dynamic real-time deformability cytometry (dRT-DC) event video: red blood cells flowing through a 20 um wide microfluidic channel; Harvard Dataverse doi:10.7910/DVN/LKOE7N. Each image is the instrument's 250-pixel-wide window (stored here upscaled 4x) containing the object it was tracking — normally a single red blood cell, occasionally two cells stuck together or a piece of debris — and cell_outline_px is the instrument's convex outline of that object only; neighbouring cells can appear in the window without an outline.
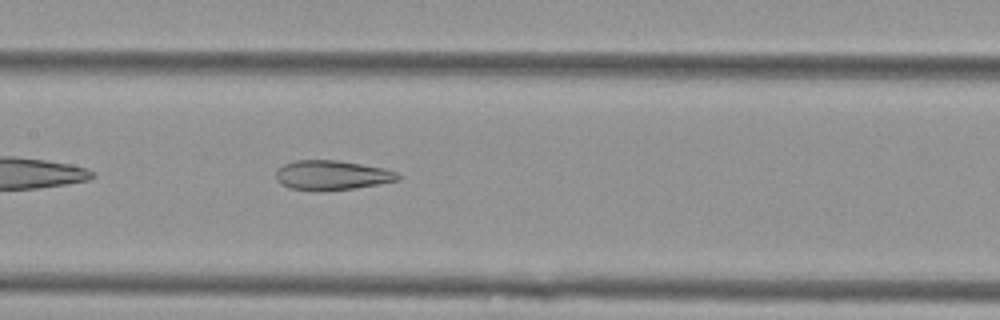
{"species": "Egyptian fruit bat (a non-hibernating species)", "species_latin": "Rousettus aegyptiacus", "temperature_condition": "cold", "stored_images_in_passage": 36, "camera_frame_rate_fps": 3000, "um_per_image_px": 0.085, "animal": {"sex": "female"}, "frame": {"image": 1, "passage_image": 11, "time_ms": 3.333, "image_size_px": [1000, 320], "cell_outline_px": [[400, 180], [352, 188], [320, 192], [316, 192], [288, 188], [280, 184], [276, 180], [276, 168], [284, 164], [296, 160], [336, 160], [384, 168], [400, 172]], "centroid_in_image_um": [28.17, 14.9], "position_along_channel_um": 179.2, "area_um2": 21.33}, "authors_computed_cell_mechanics": {"area_um2": 22.6865, "velocity_mm_per_s": 3.7987, "shape_relaxation_time_tau1_ms": null, "shape_relaxation_time_tau2_ms": 2.9921, "deformation_change_tau1": null, "deformation_change_tau2": 0.119}}